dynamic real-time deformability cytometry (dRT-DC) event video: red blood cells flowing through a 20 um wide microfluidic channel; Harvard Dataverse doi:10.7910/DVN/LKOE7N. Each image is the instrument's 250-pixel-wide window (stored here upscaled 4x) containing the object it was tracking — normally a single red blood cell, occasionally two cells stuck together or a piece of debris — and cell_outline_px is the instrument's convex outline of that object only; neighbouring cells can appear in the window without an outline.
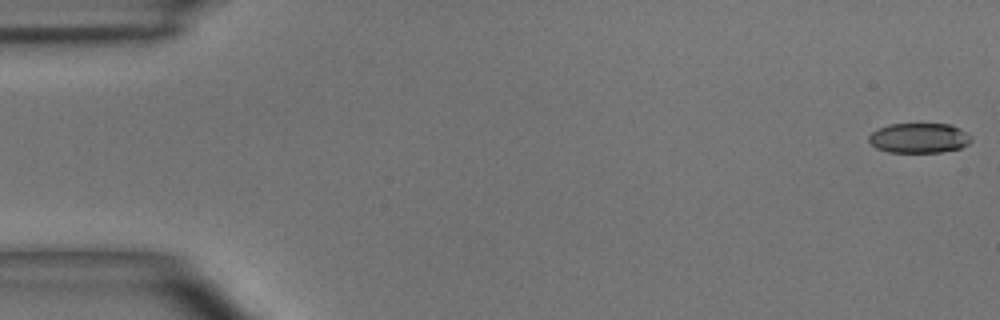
{"species": "common noctule bat (a hibernating species)", "species_latin": "Nyctalus noctula", "temperature_condition": "room temperature", "stored_images_in_passage": 44, "camera_frame_rate_fps": 3000, "um_per_image_px": 0.085, "animal": {"sex": "male", "body_mass_g": 15.6}, "frame": {"image": 1, "passage_image": 1, "time_ms": 0.0, "image_size_px": [1000, 320], "cell_outline_px": [[972, 140], [968, 144], [960, 148], [940, 152], [888, 152], [876, 148], [868, 140], [868, 136], [872, 132], [888, 124], [948, 124], [960, 128], [972, 136]], "centroid_in_image_um": [78.13, 11.73], "position_along_channel_um": 6.9, "area_um2": 17.86}}
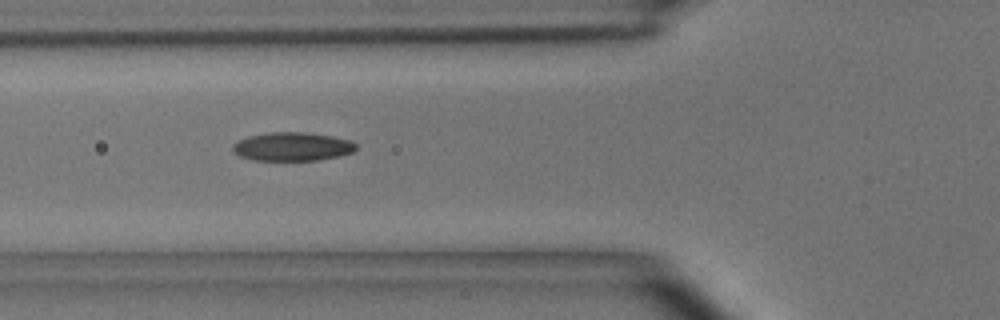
{"frame": {"image": 2, "passage_image": 18, "time_ms": 5.667, "image_size_px": [1000, 320], "cell_outline_px": [[356, 148], [352, 152], [340, 156], [316, 160], [252, 160], [240, 156], [232, 152], [232, 144], [248, 136], [268, 132], [308, 132], [332, 136], [352, 140], [356, 144]], "centroid_in_image_um": [24.84, 12.45], "position_along_channel_um": 101.0, "area_um2": 20.69}}
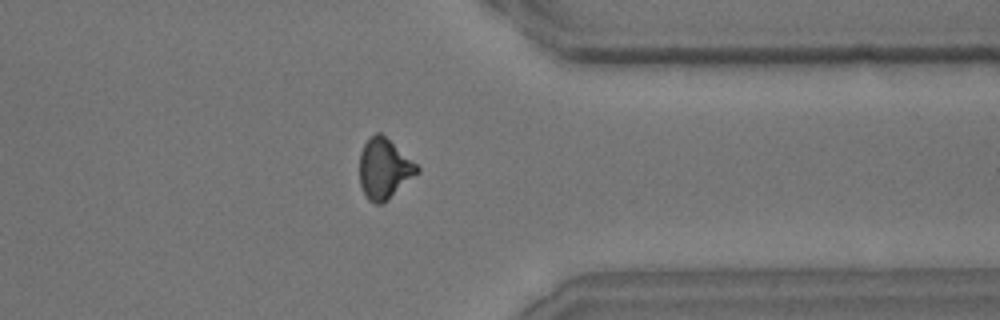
{"frame": {"image": 3, "passage_image": 39, "time_ms": 12.667, "image_size_px": [1000, 320], "cell_outline_px": [[420, 172], [384, 204], [376, 204], [368, 200], [360, 184], [360, 152], [364, 144], [376, 132], [380, 132], [416, 164], [420, 168]], "centroid_in_image_um": [32.66, 14.38], "position_along_channel_um": 378.7, "area_um2": 20.11}}